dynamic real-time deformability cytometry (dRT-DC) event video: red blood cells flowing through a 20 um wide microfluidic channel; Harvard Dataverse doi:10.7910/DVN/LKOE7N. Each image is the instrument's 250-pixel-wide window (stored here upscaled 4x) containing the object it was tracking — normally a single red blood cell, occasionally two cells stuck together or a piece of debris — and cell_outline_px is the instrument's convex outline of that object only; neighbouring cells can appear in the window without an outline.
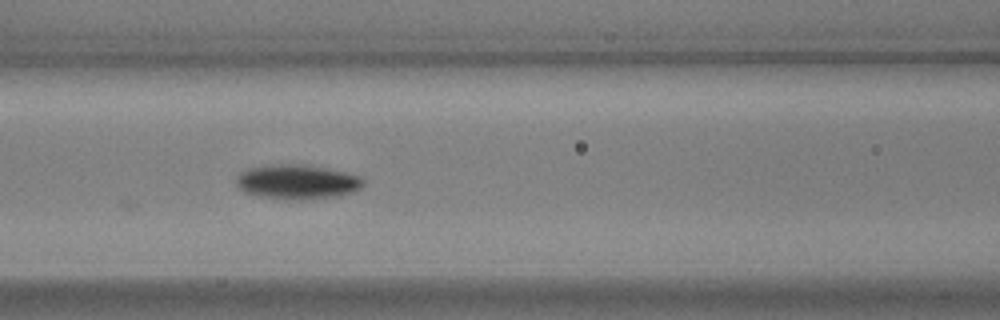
{"species": "common noctule bat (a hibernating species)", "species_latin": "Nyctalus noctula", "temperature_condition": "warm", "stored_images_in_passage": 7, "camera_frame_rate_fps": 3000, "um_per_image_px": 0.085, "animal": {"sex": "male", "body_mass_g": 17.9, "forearm_length_mm": 54.2}, "frame": {"image": 1, "passage_image": 5, "time_ms": 1.333, "image_size_px": [1000, 320], "cell_outline_px": [[364, 184], [360, 188], [352, 192], [340, 196], [312, 200], [296, 200], [260, 196], [244, 192], [236, 184], [236, 176], [240, 172], [248, 168], [272, 164], [300, 164], [328, 168], [360, 176], [364, 180]], "centroid_in_image_um": [25.27, 15.46], "position_along_channel_um": 141.3, "area_um2": 25.84}}
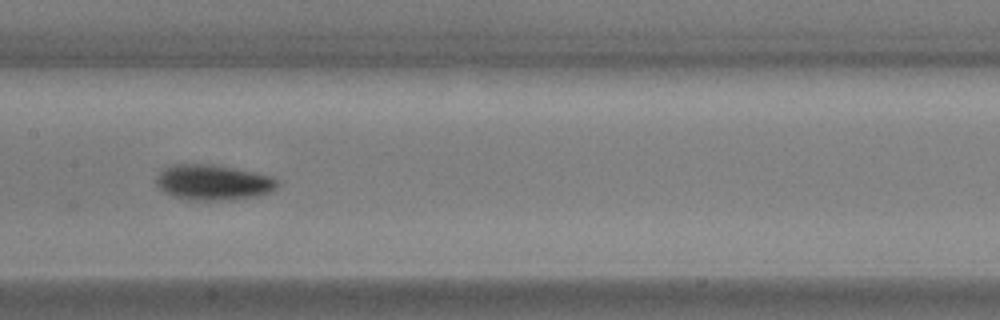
{"frame": {"image": 2, "passage_image": 6, "time_ms": 1.667, "image_size_px": [1000, 320], "cell_outline_px": [[280, 184], [276, 188], [268, 192], [256, 196], [232, 200], [200, 200], [172, 196], [164, 192], [156, 184], [156, 176], [164, 168], [172, 164], [216, 164], [256, 172], [272, 176]], "centroid_in_image_um": [18.13, 15.49], "position_along_channel_um": 189.3, "area_um2": 25.14}}
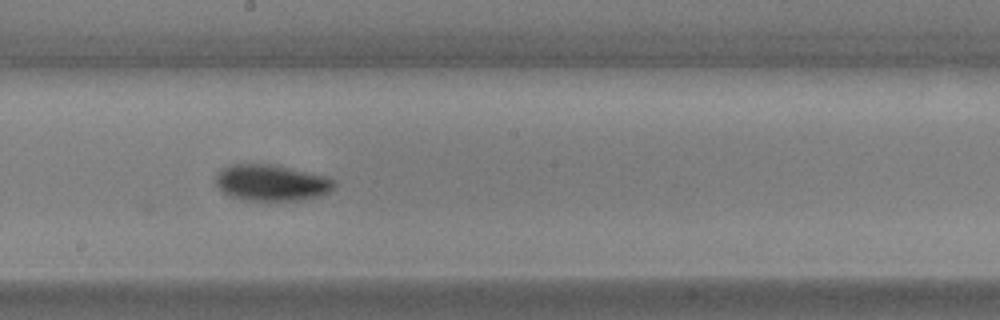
{"frame": {"image": 3, "passage_image": 7, "time_ms": 2.0, "image_size_px": [1000, 320], "cell_outline_px": [[336, 184], [328, 192], [320, 196], [308, 200], [276, 204], [240, 200], [228, 196], [216, 184], [216, 172], [232, 164], [276, 164], [324, 176], [336, 180]], "centroid_in_image_um": [23.08, 15.6], "position_along_channel_um": 225.1, "area_um2": 26.18}}